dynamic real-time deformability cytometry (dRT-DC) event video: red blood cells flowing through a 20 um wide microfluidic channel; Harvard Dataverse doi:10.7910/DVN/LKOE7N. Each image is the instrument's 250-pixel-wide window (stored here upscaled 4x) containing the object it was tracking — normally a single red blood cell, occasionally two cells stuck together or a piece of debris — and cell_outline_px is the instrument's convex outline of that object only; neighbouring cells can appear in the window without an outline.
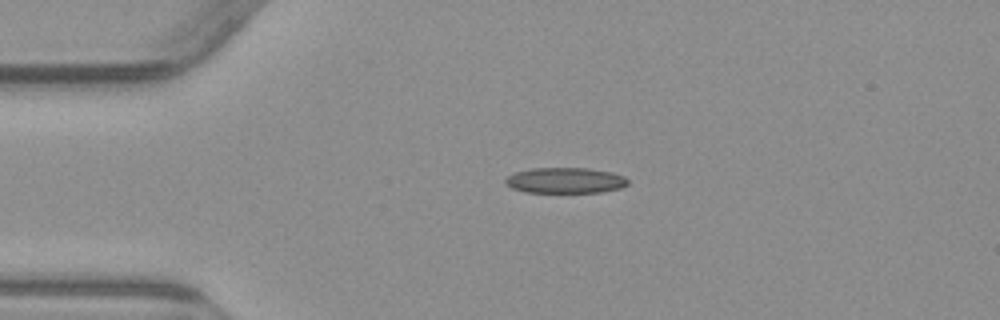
{"species": "common noctule bat (a hibernating species)", "species_latin": "Nyctalus noctula", "temperature_condition": "warm", "stored_images_in_passage": 2, "camera_frame_rate_fps": 3000, "um_per_image_px": 0.085, "animal": {"sex": "male", "body_mass_g": 23.1, "forearm_length_mm": 52.7}, "frame": {"image": 1, "passage_image": 1, "time_ms": 0.0, "image_size_px": [1000, 320], "cell_outline_px": [[628, 184], [620, 188], [604, 192], [524, 192], [512, 188], [504, 184], [504, 180], [508, 176], [516, 172], [532, 168], [588, 168], [612, 172], [624, 176], [628, 180]], "centroid_in_image_um": [48.05, 15.33], "position_along_channel_um": 37.0, "area_um2": 18.38}}